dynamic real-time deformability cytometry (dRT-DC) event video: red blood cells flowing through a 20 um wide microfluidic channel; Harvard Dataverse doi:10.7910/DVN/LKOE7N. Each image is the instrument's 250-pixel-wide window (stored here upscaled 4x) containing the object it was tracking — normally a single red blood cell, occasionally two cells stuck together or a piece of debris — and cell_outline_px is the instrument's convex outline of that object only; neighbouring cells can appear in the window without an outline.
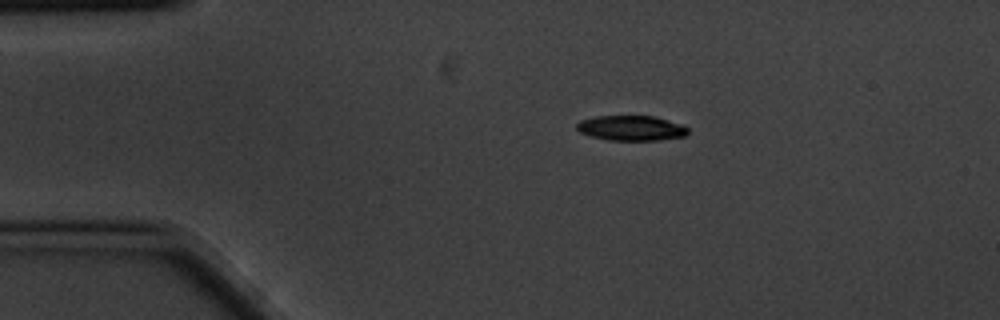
{"species": "common noctule bat (a hibernating species)", "species_latin": "Nyctalus noctula", "temperature_condition": "cold", "stored_images_in_passage": 8, "camera_frame_rate_fps": 3000, "um_per_image_px": 0.085, "animal": {"sex": "male", "body_mass_g": 20.1, "forearm_length_mm": 53.5}, "frame": {"image": 1, "passage_image": 1, "time_ms": 0.0, "image_size_px": [1000, 320], "cell_outline_px": [[688, 132], [684, 136], [656, 140], [608, 140], [592, 136], [580, 132], [576, 128], [576, 124], [580, 120], [596, 116], [656, 116], [684, 124], [688, 128]], "centroid_in_image_um": [53.67, 10.87], "position_along_channel_um": 31.3, "area_um2": 16.3}}
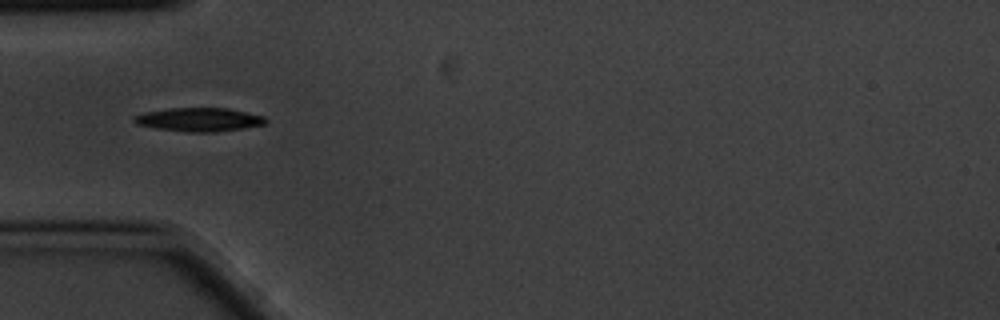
{"frame": {"image": 2, "passage_image": 3, "time_ms": 0.667, "image_size_px": [1000, 320], "cell_outline_px": [[268, 120], [264, 124], [216, 132], [188, 132], [156, 128], [136, 124], [132, 120], [132, 116], [144, 112], [168, 108], [228, 108], [264, 116]], "centroid_in_image_um": [16.87, 10.16], "position_along_channel_um": 68.1, "area_um2": 18.09}}
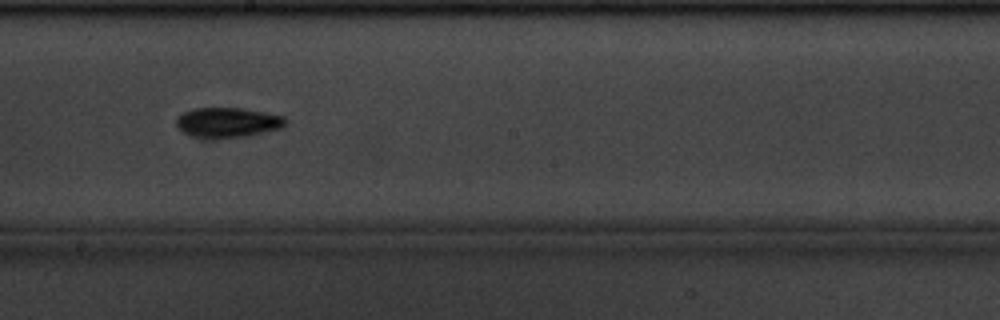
{"frame": {"image": 3, "passage_image": 7, "time_ms": 2.0, "image_size_px": [1000, 320], "cell_outline_px": [[288, 120], [284, 128], [248, 136], [192, 136], [184, 132], [176, 124], [176, 116], [192, 108], [240, 108], [264, 112], [284, 116]], "centroid_in_image_um": [19.41, 10.38], "position_along_channel_um": 228.8, "area_um2": 18.73}}